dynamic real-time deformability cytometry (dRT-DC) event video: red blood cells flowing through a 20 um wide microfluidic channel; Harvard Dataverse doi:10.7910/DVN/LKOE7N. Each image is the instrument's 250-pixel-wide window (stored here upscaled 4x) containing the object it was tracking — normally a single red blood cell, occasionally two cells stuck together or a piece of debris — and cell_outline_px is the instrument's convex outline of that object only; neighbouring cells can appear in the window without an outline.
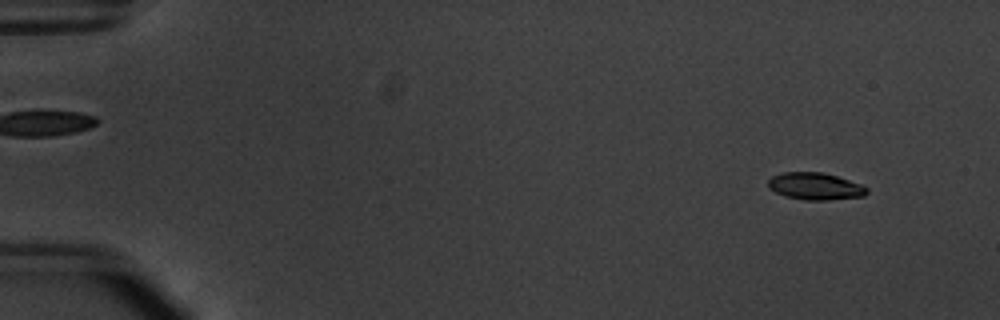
{"species": "common noctule bat (a hibernating species)", "species_latin": "Nyctalus noctula", "temperature_condition": "warm", "stored_images_in_passage": 51, "camera_frame_rate_fps": 3000, "um_per_image_px": 0.085, "animal": {"sex": "male", "body_mass_g": 20.1, "forearm_length_mm": 53.5}, "frame": {"image": 1, "passage_image": 1, "time_ms": 0.0, "image_size_px": [1000, 320], "cell_outline_px": [[868, 192], [864, 196], [828, 200], [804, 200], [784, 196], [768, 188], [768, 180], [772, 176], [780, 172], [820, 172], [836, 176], [860, 184], [868, 188]], "centroid_in_image_um": [69.26, 15.83], "position_along_channel_um": 15.7, "area_um2": 15.61}}
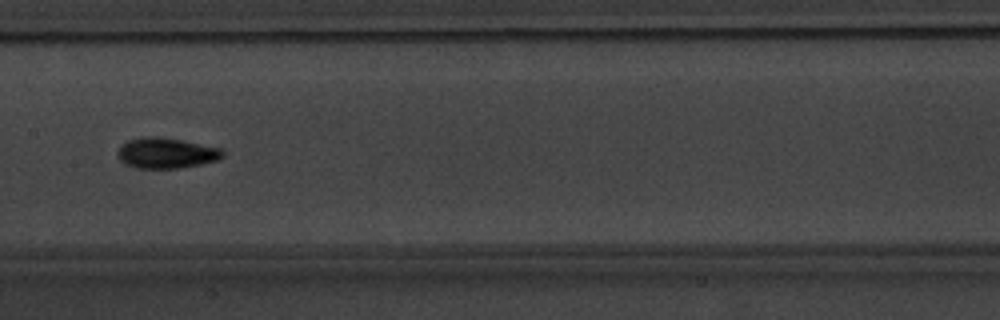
{"frame": {"image": 2, "passage_image": 25, "time_ms": 8.0, "image_size_px": [1000, 320], "cell_outline_px": [[224, 156], [216, 160], [200, 164], [176, 168], [136, 168], [124, 164], [116, 156], [116, 152], [128, 140], [144, 136], [156, 136], [180, 140], [220, 148], [224, 152]], "centroid_in_image_um": [14.08, 13.01], "position_along_channel_um": 193.3, "area_um2": 18.55}}
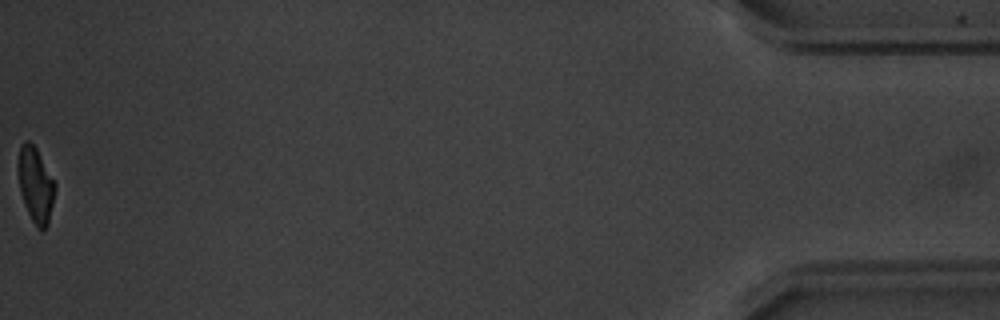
{"frame": {"image": 3, "passage_image": 51, "time_ms": 16.667, "image_size_px": [1000, 320], "cell_outline_px": [[56, 188], [48, 224], [44, 228], [36, 228], [24, 204], [20, 188], [16, 168], [16, 164], [20, 144], [24, 140], [28, 140], [36, 148], [56, 184]], "centroid_in_image_um": [3.0, 15.66], "position_along_channel_um": 432.2, "area_um2": 16.24}, "authors_computed_cell_mechanics": {"area_um2": 16.762, "velocity_mm_per_s": 3.7971, "shape_relaxation_time_tau1_ms": 2.0044, "shape_relaxation_time_tau2_ms": 2.6479, "deformation_change_tau1": 0.1823, "deformation_change_tau2": 0.0811}}